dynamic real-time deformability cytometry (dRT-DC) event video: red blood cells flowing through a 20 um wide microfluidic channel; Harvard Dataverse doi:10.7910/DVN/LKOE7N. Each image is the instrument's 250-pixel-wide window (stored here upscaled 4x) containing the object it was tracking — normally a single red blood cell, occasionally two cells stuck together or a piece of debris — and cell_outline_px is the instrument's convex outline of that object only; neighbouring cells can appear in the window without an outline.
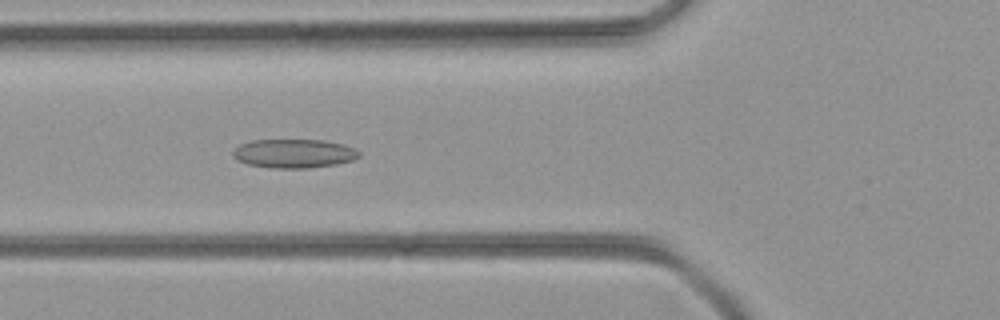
{"species": "common noctule bat (a hibernating species)", "species_latin": "Nyctalus noctula", "temperature_condition": "room temperature", "stored_images_in_passage": 47, "camera_frame_rate_fps": 3000, "um_per_image_px": 0.085, "animal": {"sex": "female", "body_mass_g": 21.9}, "frame": {"image": 1, "passage_image": 17, "time_ms": 5.333, "image_size_px": [1000, 320], "cell_outline_px": [[360, 156], [352, 160], [336, 164], [308, 168], [272, 168], [248, 164], [236, 160], [232, 156], [232, 152], [240, 144], [252, 140], [324, 140], [344, 144], [356, 148], [360, 152]], "centroid_in_image_um": [24.99, 13.04], "position_along_channel_um": 100.8, "area_um2": 21.33}}
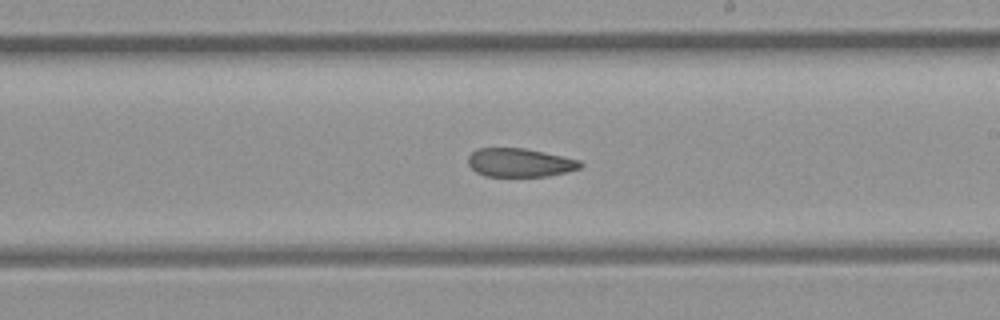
{"frame": {"image": 2, "passage_image": 27, "time_ms": 8.667, "image_size_px": [1000, 320], "cell_outline_px": [[584, 164], [580, 168], [548, 176], [484, 176], [476, 172], [468, 164], [468, 156], [476, 148], [524, 148], [580, 160]], "centroid_in_image_um": [44.16, 13.82], "position_along_channel_um": 244.8, "area_um2": 18.61}}
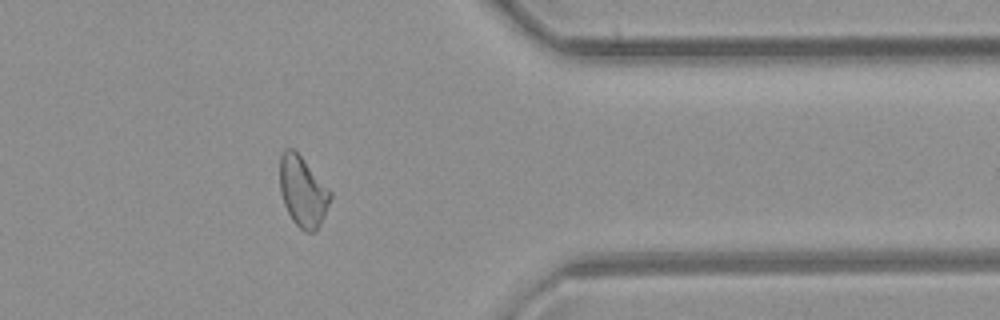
{"frame": {"image": 3, "passage_image": 38, "time_ms": 12.333, "image_size_px": [1000, 320], "cell_outline_px": [[332, 196], [324, 216], [316, 232], [304, 232], [292, 220], [284, 204], [280, 192], [280, 156], [284, 148], [292, 148], [300, 156], [332, 192]], "centroid_in_image_um": [25.73, 16.3], "position_along_channel_um": 385.7, "area_um2": 20.58}}